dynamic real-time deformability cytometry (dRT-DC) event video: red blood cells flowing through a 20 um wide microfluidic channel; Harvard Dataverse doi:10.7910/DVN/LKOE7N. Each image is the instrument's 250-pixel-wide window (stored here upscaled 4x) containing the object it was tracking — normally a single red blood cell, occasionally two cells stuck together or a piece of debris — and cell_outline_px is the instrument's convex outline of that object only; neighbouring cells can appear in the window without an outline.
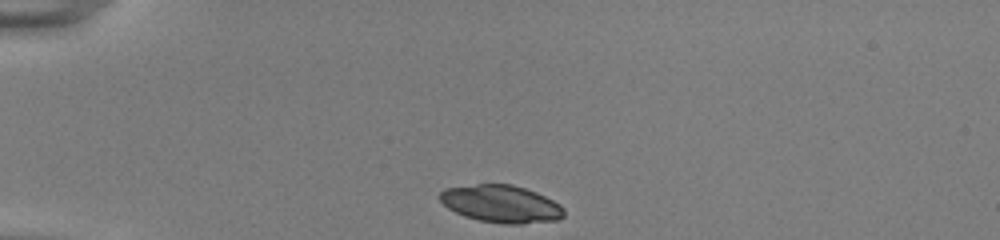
{"species": "common noctule bat (a hibernating species)", "species_latin": "Nyctalus noctula", "temperature_condition": "room temperature", "stored_images_in_passage": 40, "camera_frame_rate_fps": 3000, "um_per_image_px": 0.085, "animal": {"sex": "female", "body_mass_g": 22.0, "forearm_length_mm": 56.7}, "frame": {"image": 1, "passage_image": 1, "time_ms": 0.0, "image_size_px": [1000, 240], "cell_outline_px": [[564, 216], [560, 220], [524, 224], [504, 224], [480, 220], [464, 216], [448, 208], [436, 196], [444, 188], [476, 184], [512, 184], [536, 192], [560, 204], [564, 208]], "centroid_in_image_um": [42.6, 17.33], "position_along_channel_um": 42.4, "area_um2": 27.28}}
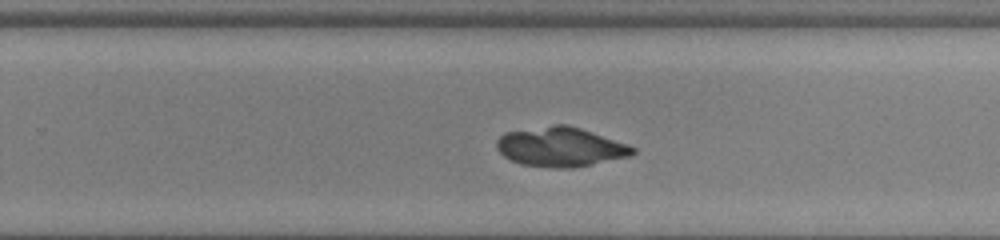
{"frame": {"image": 2, "passage_image": 23, "time_ms": 7.333, "image_size_px": [1000, 240], "cell_outline_px": [[636, 152], [632, 156], [572, 168], [552, 168], [520, 164], [504, 156], [496, 148], [496, 140], [504, 132], [552, 124], [568, 124], [628, 144], [636, 148]], "centroid_in_image_um": [47.64, 12.48], "position_along_channel_um": 282.2, "area_um2": 31.5}}
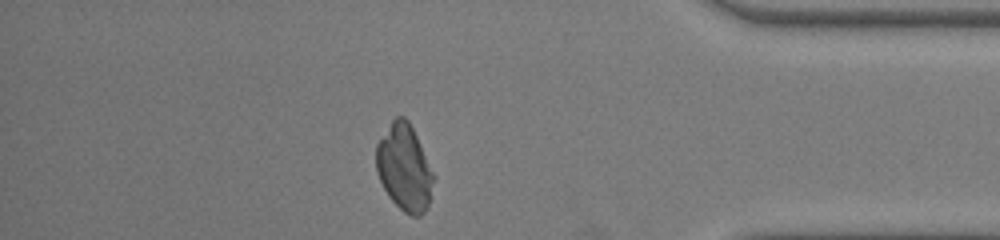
{"frame": {"image": 3, "passage_image": 34, "time_ms": 11.0, "image_size_px": [1000, 240], "cell_outline_px": [[436, 176], [428, 208], [420, 216], [412, 216], [404, 212], [388, 196], [376, 172], [376, 144], [392, 120], [396, 116], [404, 116], [408, 120]], "centroid_in_image_um": [34.39, 14.27], "position_along_channel_um": 400.8, "area_um2": 29.02}}